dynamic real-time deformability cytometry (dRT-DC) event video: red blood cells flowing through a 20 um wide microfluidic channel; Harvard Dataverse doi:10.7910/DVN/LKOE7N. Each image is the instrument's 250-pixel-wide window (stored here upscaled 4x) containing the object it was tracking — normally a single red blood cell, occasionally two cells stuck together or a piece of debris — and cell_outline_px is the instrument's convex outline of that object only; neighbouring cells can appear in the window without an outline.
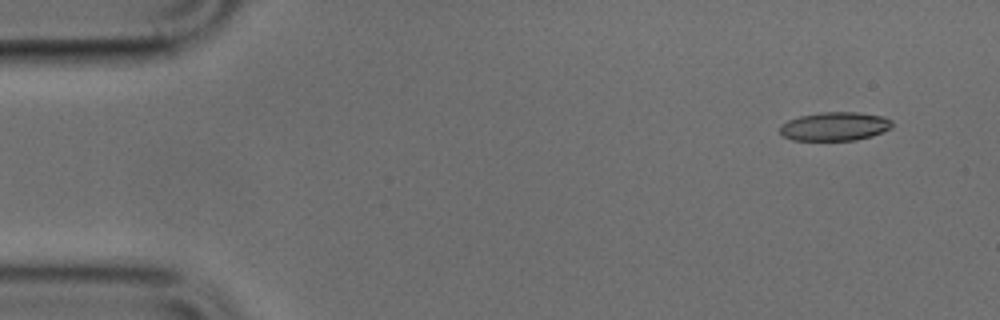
{"species": "common noctule bat (a hibernating species)", "species_latin": "Nyctalus noctula", "temperature_condition": "cold", "stored_images_in_passage": 8, "camera_frame_rate_fps": 3000, "um_per_image_px": 0.085, "animal": {"sex": "male", "body_mass_g": 17.9, "forearm_length_mm": 54.2}, "frame": {"image": 1, "passage_image": 1, "time_ms": 0.0, "image_size_px": [1000, 320], "cell_outline_px": [[892, 128], [872, 136], [856, 140], [792, 140], [784, 136], [780, 132], [780, 124], [788, 120], [800, 116], [820, 112], [856, 112], [884, 116], [892, 120]], "centroid_in_image_um": [70.97, 10.74], "position_along_channel_um": 14.0, "area_um2": 18.84}}